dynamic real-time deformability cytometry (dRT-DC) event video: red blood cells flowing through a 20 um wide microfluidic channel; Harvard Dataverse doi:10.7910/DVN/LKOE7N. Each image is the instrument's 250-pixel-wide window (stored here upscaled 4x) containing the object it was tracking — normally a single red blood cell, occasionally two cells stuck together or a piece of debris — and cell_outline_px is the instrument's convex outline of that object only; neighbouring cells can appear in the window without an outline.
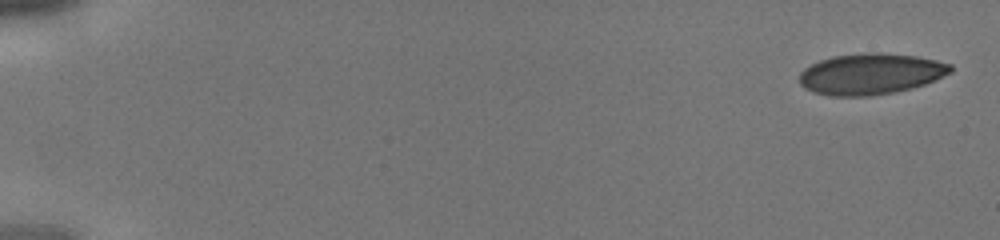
{"species": "human", "species_latin": "Homo sapiens", "temperature_condition": "cold", "stored_images_in_passage": 42, "camera_frame_rate_fps": 3000, "um_per_image_px": 0.085, "donor": {"sex": "male"}, "frame": {"image": 1, "passage_image": 1, "time_ms": 0.0, "image_size_px": [1000, 240], "cell_outline_px": [[952, 72], [924, 84], [912, 88], [892, 92], [868, 96], [832, 96], [812, 92], [804, 88], [800, 84], [800, 72], [804, 68], [820, 60], [832, 56], [868, 52], [880, 52], [916, 56], [936, 60], [952, 64]], "centroid_in_image_um": [73.99, 6.28], "position_along_channel_um": 11.0, "area_um2": 36.18}}
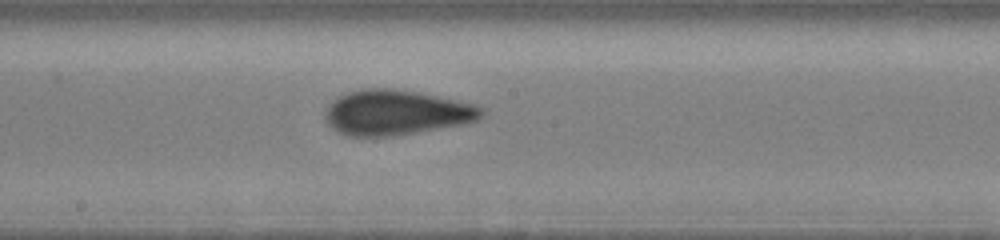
{"frame": {"image": 2, "passage_image": 24, "time_ms": 7.667, "image_size_px": [1000, 240], "cell_outline_px": [[484, 116], [468, 124], [392, 136], [348, 136], [332, 128], [324, 120], [324, 116], [328, 104], [332, 100], [348, 92], [360, 88], [388, 88], [420, 92], [476, 104], [484, 108]], "centroid_in_image_um": [33.7, 9.56], "position_along_channel_um": 214.5, "area_um2": 41.5}}
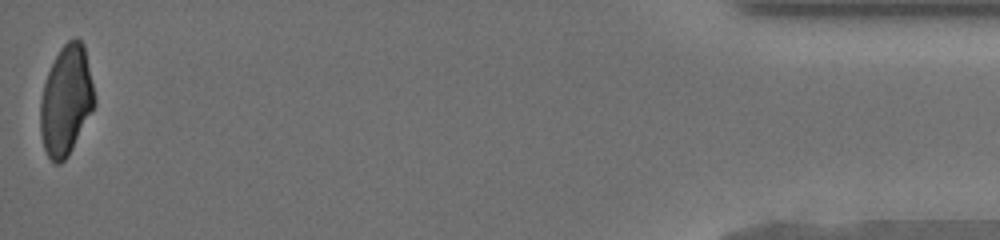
{"frame": {"image": 3, "passage_image": 42, "time_ms": 13.667, "image_size_px": [1000, 240], "cell_outline_px": [[96, 104], [68, 156], [60, 164], [52, 164], [44, 148], [40, 132], [40, 100], [44, 84], [48, 72], [60, 48], [68, 40], [76, 36], [84, 44], [96, 100]], "centroid_in_image_um": [5.62, 8.55], "position_along_channel_um": 429.6, "area_um2": 34.68}}